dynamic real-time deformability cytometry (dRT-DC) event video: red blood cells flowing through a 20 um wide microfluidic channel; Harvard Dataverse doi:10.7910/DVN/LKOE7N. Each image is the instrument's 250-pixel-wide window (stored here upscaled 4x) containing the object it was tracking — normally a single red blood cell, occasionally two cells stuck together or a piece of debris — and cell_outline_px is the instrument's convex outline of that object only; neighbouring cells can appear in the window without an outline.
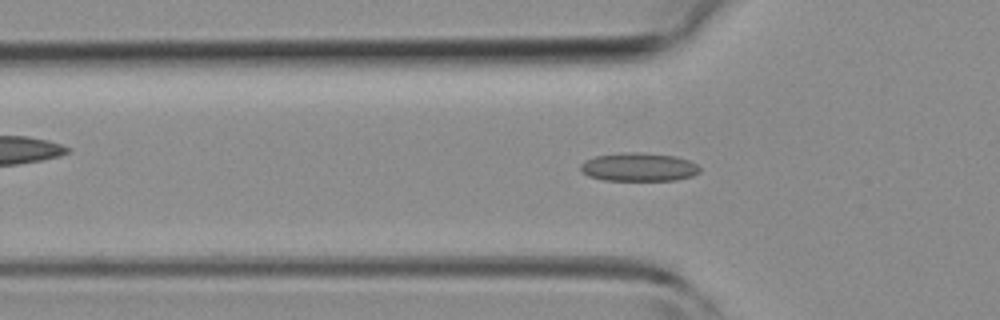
{"species": "common noctule bat (a hibernating species)", "species_latin": "Nyctalus noctula", "temperature_condition": "room temperature", "stored_images_in_passage": 4, "camera_frame_rate_fps": 3000, "um_per_image_px": 0.085, "animal": {"sex": "female", "body_mass_g": 19.3, "forearm_length_mm": 54.1}, "frame": {"image": 1, "passage_image": 4, "time_ms": 3.333, "image_size_px": [1000, 320], "cell_outline_px": [[700, 172], [692, 176], [676, 180], [604, 180], [588, 176], [580, 172], [580, 164], [584, 160], [596, 156], [620, 152], [640, 152], [676, 156], [688, 160], [696, 164], [700, 168]], "centroid_in_image_um": [54.26, 14.19], "position_along_channel_um": 71.5, "area_um2": 19.94}}